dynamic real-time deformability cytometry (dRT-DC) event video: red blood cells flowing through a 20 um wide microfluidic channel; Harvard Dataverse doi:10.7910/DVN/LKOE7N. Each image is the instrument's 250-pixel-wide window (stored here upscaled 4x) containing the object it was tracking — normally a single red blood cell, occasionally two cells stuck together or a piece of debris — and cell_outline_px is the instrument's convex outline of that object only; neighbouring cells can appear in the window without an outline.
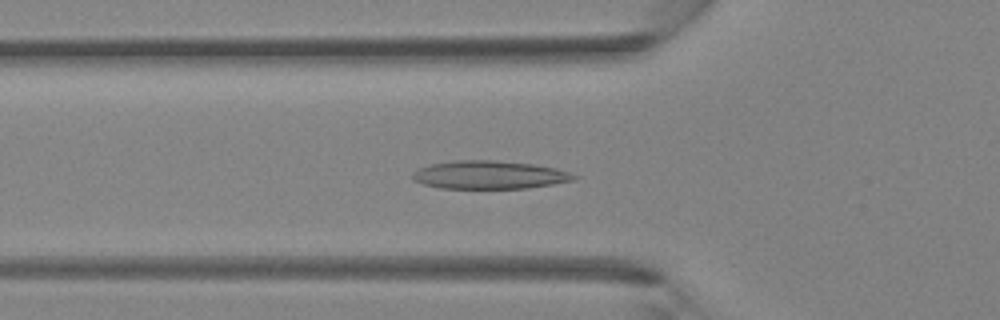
{"species": "Egyptian fruit bat (a non-hibernating species)", "species_latin": "Rousettus aegyptiacus", "temperature_condition": "room temperature", "stored_images_in_passage": 39, "camera_frame_rate_fps": 3000, "um_per_image_px": 0.085, "animal": {"sex": "female"}, "frame": {"image": 1, "passage_image": 12, "time_ms": 3.667, "image_size_px": [1000, 320], "cell_outline_px": [[580, 176], [576, 180], [528, 188], [440, 188], [424, 184], [412, 180], [412, 172], [420, 168], [432, 164], [456, 160], [496, 160], [532, 164], [556, 168]], "centroid_in_image_um": [41.61, 14.86], "position_along_channel_um": 84.2, "area_um2": 26.47}}
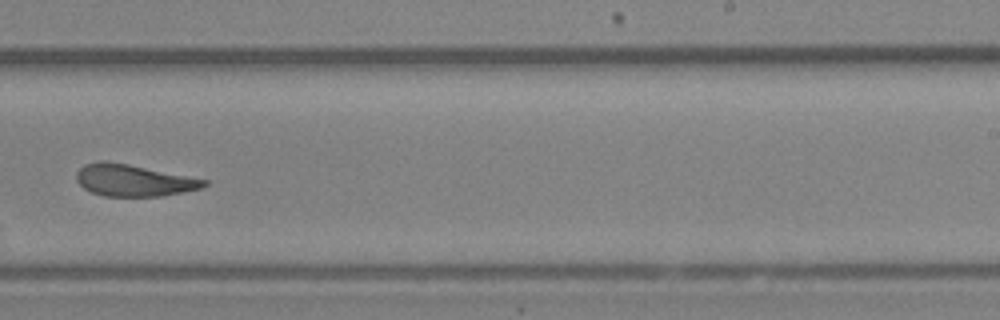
{"frame": {"image": 2, "passage_image": 24, "time_ms": 7.667, "image_size_px": [1000, 320], "cell_outline_px": [[208, 184], [200, 188], [160, 196], [104, 196], [92, 192], [84, 188], [76, 180], [76, 172], [84, 164], [100, 160], [104, 160], [128, 164], [208, 180]], "centroid_in_image_um": [11.31, 15.32], "position_along_channel_um": 277.7, "area_um2": 23.41}}
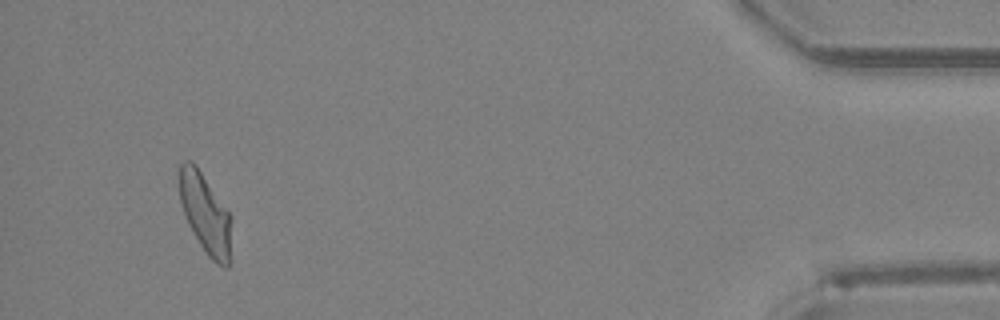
{"frame": {"image": 3, "passage_image": 37, "time_ms": 12.0, "image_size_px": [1000, 320], "cell_outline_px": [[232, 260], [228, 268], [224, 268], [216, 264], [208, 256], [200, 244], [188, 224], [180, 200], [176, 180], [180, 164], [184, 160], [192, 160], [196, 164], [232, 216]], "centroid_in_image_um": [17.48, 18.16], "position_along_channel_um": 417.7, "area_um2": 25.26}}